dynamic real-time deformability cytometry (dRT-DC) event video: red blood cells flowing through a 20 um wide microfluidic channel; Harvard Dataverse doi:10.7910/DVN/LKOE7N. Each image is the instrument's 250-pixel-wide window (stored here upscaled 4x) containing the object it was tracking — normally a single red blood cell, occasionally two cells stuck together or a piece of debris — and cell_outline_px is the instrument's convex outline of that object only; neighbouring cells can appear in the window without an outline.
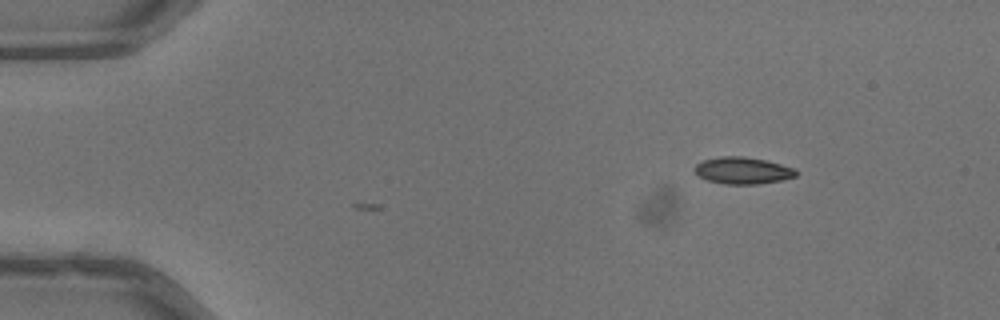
{"species": "common noctule bat (a hibernating species)", "species_latin": "Nyctalus noctula", "temperature_condition": "warm", "stored_images_in_passage": 2, "camera_frame_rate_fps": 3000, "um_per_image_px": 0.085, "animal": {"sex": "male", "body_mass_g": 13.3}, "frame": {"image": 1, "passage_image": 2, "time_ms": 0.333, "image_size_px": [1000, 320], "cell_outline_px": [[800, 172], [796, 176], [780, 180], [760, 184], [724, 184], [708, 180], [696, 176], [692, 172], [692, 168], [696, 164], [704, 160], [720, 156], [744, 156], [764, 160], [780, 164], [792, 168]], "centroid_in_image_um": [63.07, 14.5], "position_along_channel_um": 21.9, "area_um2": 16.01}}